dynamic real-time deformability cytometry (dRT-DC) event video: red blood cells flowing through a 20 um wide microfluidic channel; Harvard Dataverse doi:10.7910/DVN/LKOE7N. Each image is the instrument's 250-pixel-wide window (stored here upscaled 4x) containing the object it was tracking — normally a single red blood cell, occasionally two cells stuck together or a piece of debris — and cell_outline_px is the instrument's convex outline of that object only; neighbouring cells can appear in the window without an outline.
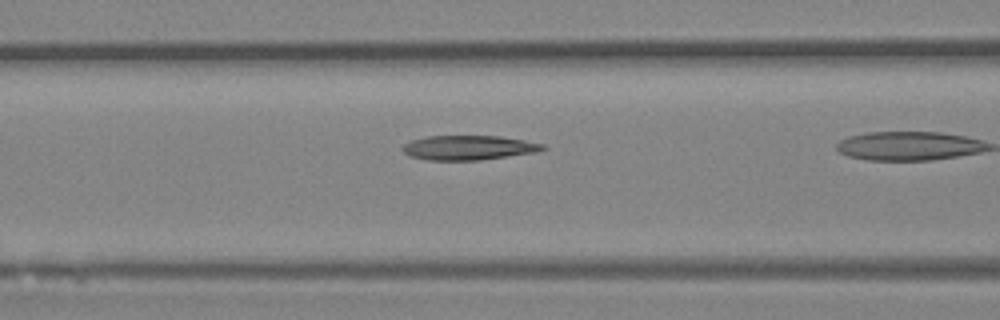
{"species": "Egyptian fruit bat (a non-hibernating species)", "species_latin": "Rousettus aegyptiacus", "temperature_condition": "room temperature", "stored_images_in_passage": 29, "camera_frame_rate_fps": 3000, "um_per_image_px": 0.085, "animal": {"sex": "female"}, "frame": {"image": 1, "passage_image": 17, "time_ms": 5.333, "image_size_px": [1000, 320], "cell_outline_px": [[548, 148], [536, 152], [480, 160], [428, 160], [408, 156], [400, 148], [404, 144], [412, 140], [428, 136], [500, 136], [524, 140], [544, 144]], "centroid_in_image_um": [39.82, 12.55], "position_along_channel_um": 126.8, "area_um2": 20.06}}
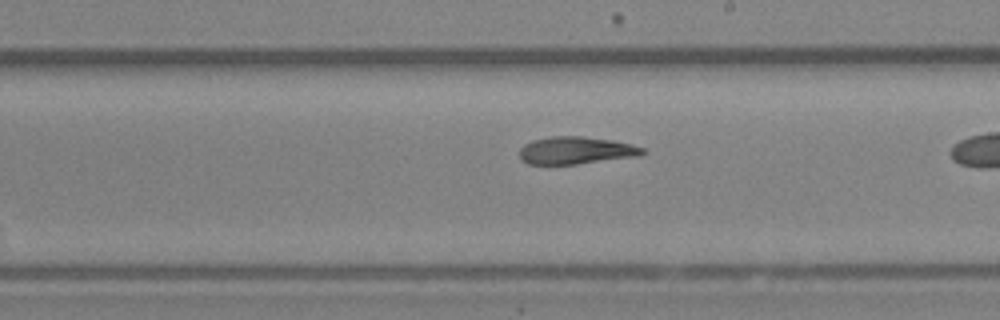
{"frame": {"image": 2, "passage_image": 25, "time_ms": 8.0, "image_size_px": [1000, 320], "cell_outline_px": [[648, 152], [640, 156], [576, 164], [528, 164], [520, 160], [520, 148], [524, 144], [532, 140], [552, 136], [580, 136], [612, 140], [632, 144], [644, 148]], "centroid_in_image_um": [48.97, 12.79], "position_along_channel_um": 240.0, "area_um2": 19.83}}